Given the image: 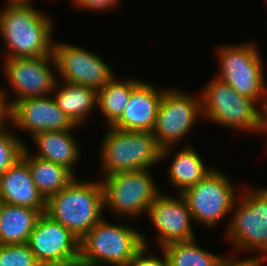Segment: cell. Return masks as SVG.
Returning a JSON list of instances; mask_svg holds the SVG:
<instances>
[{
	"label": "cell",
	"mask_w": 267,
	"mask_h": 266,
	"mask_svg": "<svg viewBox=\"0 0 267 266\" xmlns=\"http://www.w3.org/2000/svg\"><path fill=\"white\" fill-rule=\"evenodd\" d=\"M0 10V33L6 58H28L53 54L52 19L30 4H7Z\"/></svg>",
	"instance_id": "1"
},
{
	"label": "cell",
	"mask_w": 267,
	"mask_h": 266,
	"mask_svg": "<svg viewBox=\"0 0 267 266\" xmlns=\"http://www.w3.org/2000/svg\"><path fill=\"white\" fill-rule=\"evenodd\" d=\"M104 189L100 182H81L76 177L46 199L45 214L81 240L102 218Z\"/></svg>",
	"instance_id": "2"
},
{
	"label": "cell",
	"mask_w": 267,
	"mask_h": 266,
	"mask_svg": "<svg viewBox=\"0 0 267 266\" xmlns=\"http://www.w3.org/2000/svg\"><path fill=\"white\" fill-rule=\"evenodd\" d=\"M103 217L81 240L78 266H127L147 241L129 225H114Z\"/></svg>",
	"instance_id": "3"
},
{
	"label": "cell",
	"mask_w": 267,
	"mask_h": 266,
	"mask_svg": "<svg viewBox=\"0 0 267 266\" xmlns=\"http://www.w3.org/2000/svg\"><path fill=\"white\" fill-rule=\"evenodd\" d=\"M102 141V173L149 169L161 159L162 148L152 132L124 131L108 126Z\"/></svg>",
	"instance_id": "4"
},
{
	"label": "cell",
	"mask_w": 267,
	"mask_h": 266,
	"mask_svg": "<svg viewBox=\"0 0 267 266\" xmlns=\"http://www.w3.org/2000/svg\"><path fill=\"white\" fill-rule=\"evenodd\" d=\"M203 90L201 97L204 119L232 129L262 131V109L256 103L237 93L217 77Z\"/></svg>",
	"instance_id": "5"
},
{
	"label": "cell",
	"mask_w": 267,
	"mask_h": 266,
	"mask_svg": "<svg viewBox=\"0 0 267 266\" xmlns=\"http://www.w3.org/2000/svg\"><path fill=\"white\" fill-rule=\"evenodd\" d=\"M218 49L221 66L217 78L255 103L262 99L259 106L263 109L267 102V95L263 96L266 94L267 84L264 79L261 55L254 43L222 45Z\"/></svg>",
	"instance_id": "6"
},
{
	"label": "cell",
	"mask_w": 267,
	"mask_h": 266,
	"mask_svg": "<svg viewBox=\"0 0 267 266\" xmlns=\"http://www.w3.org/2000/svg\"><path fill=\"white\" fill-rule=\"evenodd\" d=\"M149 169L118 172L104 176V208L118 216H139L161 194Z\"/></svg>",
	"instance_id": "7"
},
{
	"label": "cell",
	"mask_w": 267,
	"mask_h": 266,
	"mask_svg": "<svg viewBox=\"0 0 267 266\" xmlns=\"http://www.w3.org/2000/svg\"><path fill=\"white\" fill-rule=\"evenodd\" d=\"M199 116L203 117L201 97H190L175 88H164L152 131L162 148L161 159L164 160L171 153V145L187 136Z\"/></svg>",
	"instance_id": "8"
},
{
	"label": "cell",
	"mask_w": 267,
	"mask_h": 266,
	"mask_svg": "<svg viewBox=\"0 0 267 266\" xmlns=\"http://www.w3.org/2000/svg\"><path fill=\"white\" fill-rule=\"evenodd\" d=\"M243 193L240 203L233 205L232 210L236 211L226 238L236 249L258 250L267 259V189H249Z\"/></svg>",
	"instance_id": "9"
},
{
	"label": "cell",
	"mask_w": 267,
	"mask_h": 266,
	"mask_svg": "<svg viewBox=\"0 0 267 266\" xmlns=\"http://www.w3.org/2000/svg\"><path fill=\"white\" fill-rule=\"evenodd\" d=\"M230 180L222 172L212 170L200 182L185 189V198L193 220L215 227L221 218L230 213L237 202Z\"/></svg>",
	"instance_id": "10"
},
{
	"label": "cell",
	"mask_w": 267,
	"mask_h": 266,
	"mask_svg": "<svg viewBox=\"0 0 267 266\" xmlns=\"http://www.w3.org/2000/svg\"><path fill=\"white\" fill-rule=\"evenodd\" d=\"M27 244L41 266H78L80 240L45 213L37 219Z\"/></svg>",
	"instance_id": "11"
},
{
	"label": "cell",
	"mask_w": 267,
	"mask_h": 266,
	"mask_svg": "<svg viewBox=\"0 0 267 266\" xmlns=\"http://www.w3.org/2000/svg\"><path fill=\"white\" fill-rule=\"evenodd\" d=\"M53 56L63 81L80 84L99 91L115 75L99 55L72 44L54 43Z\"/></svg>",
	"instance_id": "12"
},
{
	"label": "cell",
	"mask_w": 267,
	"mask_h": 266,
	"mask_svg": "<svg viewBox=\"0 0 267 266\" xmlns=\"http://www.w3.org/2000/svg\"><path fill=\"white\" fill-rule=\"evenodd\" d=\"M51 62L56 64L53 54L28 58H5V75L17 96L16 99L9 101L11 107L21 99L46 97L54 92L58 79L49 67Z\"/></svg>",
	"instance_id": "13"
},
{
	"label": "cell",
	"mask_w": 267,
	"mask_h": 266,
	"mask_svg": "<svg viewBox=\"0 0 267 266\" xmlns=\"http://www.w3.org/2000/svg\"><path fill=\"white\" fill-rule=\"evenodd\" d=\"M11 124L29 131L31 137L42 131L72 130L76 126L50 96L29 97L12 106Z\"/></svg>",
	"instance_id": "14"
},
{
	"label": "cell",
	"mask_w": 267,
	"mask_h": 266,
	"mask_svg": "<svg viewBox=\"0 0 267 266\" xmlns=\"http://www.w3.org/2000/svg\"><path fill=\"white\" fill-rule=\"evenodd\" d=\"M178 196L179 199L171 198L161 193L149 206L147 214L159 231L160 248L171 242L195 239L190 223L192 214L185 198L181 194Z\"/></svg>",
	"instance_id": "15"
},
{
	"label": "cell",
	"mask_w": 267,
	"mask_h": 266,
	"mask_svg": "<svg viewBox=\"0 0 267 266\" xmlns=\"http://www.w3.org/2000/svg\"><path fill=\"white\" fill-rule=\"evenodd\" d=\"M164 90L141 81L131 92L122 115L111 125L124 131L152 132Z\"/></svg>",
	"instance_id": "16"
},
{
	"label": "cell",
	"mask_w": 267,
	"mask_h": 266,
	"mask_svg": "<svg viewBox=\"0 0 267 266\" xmlns=\"http://www.w3.org/2000/svg\"><path fill=\"white\" fill-rule=\"evenodd\" d=\"M0 197L5 204L31 207L45 213L46 199L35 186L22 157L0 175Z\"/></svg>",
	"instance_id": "17"
},
{
	"label": "cell",
	"mask_w": 267,
	"mask_h": 266,
	"mask_svg": "<svg viewBox=\"0 0 267 266\" xmlns=\"http://www.w3.org/2000/svg\"><path fill=\"white\" fill-rule=\"evenodd\" d=\"M71 131H42L35 134L32 138L39 151L35 157L64 165L74 173L73 168L79 160L81 149Z\"/></svg>",
	"instance_id": "18"
},
{
	"label": "cell",
	"mask_w": 267,
	"mask_h": 266,
	"mask_svg": "<svg viewBox=\"0 0 267 266\" xmlns=\"http://www.w3.org/2000/svg\"><path fill=\"white\" fill-rule=\"evenodd\" d=\"M41 214L38 209L4 203L0 214V244L28 243Z\"/></svg>",
	"instance_id": "19"
},
{
	"label": "cell",
	"mask_w": 267,
	"mask_h": 266,
	"mask_svg": "<svg viewBox=\"0 0 267 266\" xmlns=\"http://www.w3.org/2000/svg\"><path fill=\"white\" fill-rule=\"evenodd\" d=\"M29 151L25 146L21 157L27 162L34 184L45 199L64 189L76 177L66 166L31 156Z\"/></svg>",
	"instance_id": "20"
},
{
	"label": "cell",
	"mask_w": 267,
	"mask_h": 266,
	"mask_svg": "<svg viewBox=\"0 0 267 266\" xmlns=\"http://www.w3.org/2000/svg\"><path fill=\"white\" fill-rule=\"evenodd\" d=\"M64 86L56 83L54 100L58 107L76 125L80 126L85 117L97 106V91L87 86L64 81ZM59 87V88H58ZM58 89V91H56Z\"/></svg>",
	"instance_id": "21"
},
{
	"label": "cell",
	"mask_w": 267,
	"mask_h": 266,
	"mask_svg": "<svg viewBox=\"0 0 267 266\" xmlns=\"http://www.w3.org/2000/svg\"><path fill=\"white\" fill-rule=\"evenodd\" d=\"M194 148L187 146L175 153L168 171L172 186L175 185L179 194L188 187L200 182L213 168L207 169Z\"/></svg>",
	"instance_id": "22"
},
{
	"label": "cell",
	"mask_w": 267,
	"mask_h": 266,
	"mask_svg": "<svg viewBox=\"0 0 267 266\" xmlns=\"http://www.w3.org/2000/svg\"><path fill=\"white\" fill-rule=\"evenodd\" d=\"M140 80L118 81L114 76L103 88L97 91V107L107 118L111 126L123 113L127 106L132 90Z\"/></svg>",
	"instance_id": "23"
},
{
	"label": "cell",
	"mask_w": 267,
	"mask_h": 266,
	"mask_svg": "<svg viewBox=\"0 0 267 266\" xmlns=\"http://www.w3.org/2000/svg\"><path fill=\"white\" fill-rule=\"evenodd\" d=\"M169 266H217L220 255L200 248L195 239L171 242L162 247Z\"/></svg>",
	"instance_id": "24"
},
{
	"label": "cell",
	"mask_w": 267,
	"mask_h": 266,
	"mask_svg": "<svg viewBox=\"0 0 267 266\" xmlns=\"http://www.w3.org/2000/svg\"><path fill=\"white\" fill-rule=\"evenodd\" d=\"M0 266H41L29 245L24 244H0Z\"/></svg>",
	"instance_id": "25"
},
{
	"label": "cell",
	"mask_w": 267,
	"mask_h": 266,
	"mask_svg": "<svg viewBox=\"0 0 267 266\" xmlns=\"http://www.w3.org/2000/svg\"><path fill=\"white\" fill-rule=\"evenodd\" d=\"M23 143L6 129L0 132V175L21 158L26 146Z\"/></svg>",
	"instance_id": "26"
},
{
	"label": "cell",
	"mask_w": 267,
	"mask_h": 266,
	"mask_svg": "<svg viewBox=\"0 0 267 266\" xmlns=\"http://www.w3.org/2000/svg\"><path fill=\"white\" fill-rule=\"evenodd\" d=\"M147 245H143L135 254L133 259L128 263L127 266H169V262L166 253L163 250V260L159 259L157 256L150 255L146 256ZM145 256V257H144Z\"/></svg>",
	"instance_id": "27"
},
{
	"label": "cell",
	"mask_w": 267,
	"mask_h": 266,
	"mask_svg": "<svg viewBox=\"0 0 267 266\" xmlns=\"http://www.w3.org/2000/svg\"><path fill=\"white\" fill-rule=\"evenodd\" d=\"M120 0H74L78 7L93 11H105L113 8Z\"/></svg>",
	"instance_id": "28"
},
{
	"label": "cell",
	"mask_w": 267,
	"mask_h": 266,
	"mask_svg": "<svg viewBox=\"0 0 267 266\" xmlns=\"http://www.w3.org/2000/svg\"><path fill=\"white\" fill-rule=\"evenodd\" d=\"M260 256L258 255V257H249L248 259H243L241 261L238 259H236L235 261L234 258L228 259L224 256H221L217 263V266H262L265 258L263 255Z\"/></svg>",
	"instance_id": "29"
},
{
	"label": "cell",
	"mask_w": 267,
	"mask_h": 266,
	"mask_svg": "<svg viewBox=\"0 0 267 266\" xmlns=\"http://www.w3.org/2000/svg\"><path fill=\"white\" fill-rule=\"evenodd\" d=\"M6 92L0 88V132L5 130V128L2 126L3 124H6L5 121L9 120L11 121L12 117V107L10 106V103ZM8 100V101H7Z\"/></svg>",
	"instance_id": "30"
},
{
	"label": "cell",
	"mask_w": 267,
	"mask_h": 266,
	"mask_svg": "<svg viewBox=\"0 0 267 266\" xmlns=\"http://www.w3.org/2000/svg\"><path fill=\"white\" fill-rule=\"evenodd\" d=\"M267 132V102L262 109V133Z\"/></svg>",
	"instance_id": "31"
},
{
	"label": "cell",
	"mask_w": 267,
	"mask_h": 266,
	"mask_svg": "<svg viewBox=\"0 0 267 266\" xmlns=\"http://www.w3.org/2000/svg\"><path fill=\"white\" fill-rule=\"evenodd\" d=\"M30 0H8L7 4H30Z\"/></svg>",
	"instance_id": "32"
},
{
	"label": "cell",
	"mask_w": 267,
	"mask_h": 266,
	"mask_svg": "<svg viewBox=\"0 0 267 266\" xmlns=\"http://www.w3.org/2000/svg\"><path fill=\"white\" fill-rule=\"evenodd\" d=\"M3 205H4V202H3V200L0 197V214H1V211H2Z\"/></svg>",
	"instance_id": "33"
}]
</instances>
